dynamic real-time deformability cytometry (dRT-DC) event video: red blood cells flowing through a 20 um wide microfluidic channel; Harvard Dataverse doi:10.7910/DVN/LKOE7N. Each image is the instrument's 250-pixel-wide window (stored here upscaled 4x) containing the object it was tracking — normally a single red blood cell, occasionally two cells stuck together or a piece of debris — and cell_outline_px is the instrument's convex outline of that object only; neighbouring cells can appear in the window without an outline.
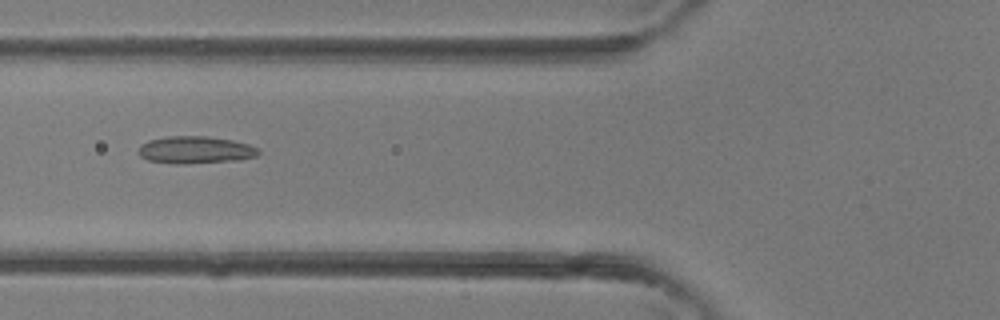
{"species": "common noctule bat (a hibernating species)", "species_latin": "Nyctalus noctula", "temperature_condition": "room temperature", "stored_images_in_passage": 5, "camera_frame_rate_fps": 3000, "um_per_image_px": 0.085, "animal": {"sex": "female"}, "frame": {"image": 1, "passage_image": 5, "time_ms": 1.333, "image_size_px": [1000, 320], "cell_outline_px": [[260, 152], [256, 156], [240, 160], [184, 164], [176, 164], [148, 160], [140, 156], [136, 152], [140, 144], [148, 140], [168, 136], [208, 136], [232, 140], [248, 144], [256, 148]], "centroid_in_image_um": [16.56, 12.74], "position_along_channel_um": 109.2, "area_um2": 19.25}}